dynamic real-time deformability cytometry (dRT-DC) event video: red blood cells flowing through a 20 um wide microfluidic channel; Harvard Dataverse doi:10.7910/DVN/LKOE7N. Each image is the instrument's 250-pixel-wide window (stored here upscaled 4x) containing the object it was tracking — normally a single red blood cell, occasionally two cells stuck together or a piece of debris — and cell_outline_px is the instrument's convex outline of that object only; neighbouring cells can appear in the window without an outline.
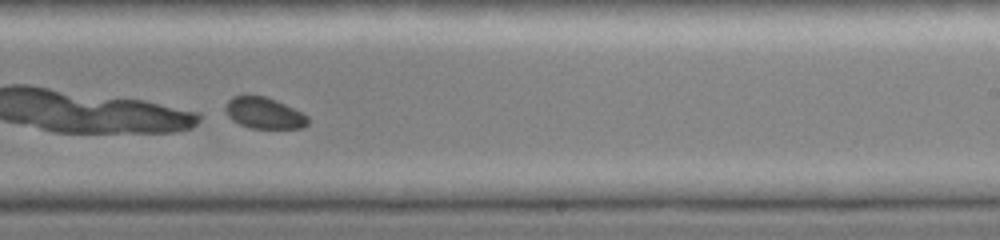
{"species": "common noctule bat (a hibernating species)", "species_latin": "Nyctalus noctula", "temperature_condition": "cold", "stored_images_in_passage": 44, "camera_frame_rate_fps": 3000, "um_per_image_px": 0.085, "animal": {"sex": "female", "body_mass_g": 19.0, "forearm_length_mm": 51.5}, "frame": {"image": 1, "passage_image": 29, "time_ms": 9.333, "image_size_px": [1000, 240], "cell_outline_px": [[308, 124], [304, 128], [252, 128], [240, 124], [232, 120], [228, 116], [224, 108], [228, 100], [232, 96], [264, 96], [276, 100], [308, 116]], "centroid_in_image_um": [22.44, 9.62], "position_along_channel_um": 266.6, "area_um2": 14.85}}
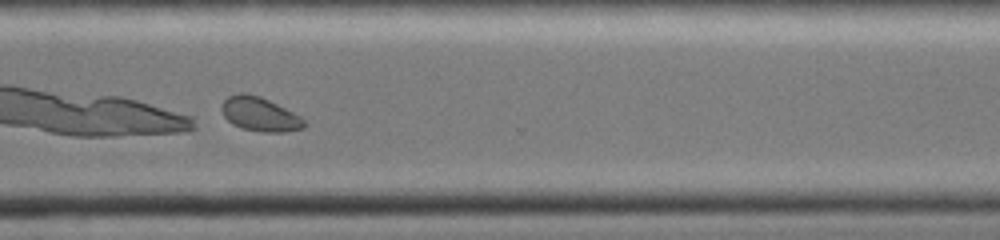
{"frame": {"image": 2, "passage_image": 35, "time_ms": 11.333, "image_size_px": [1000, 240], "cell_outline_px": [[308, 124], [304, 128], [284, 132], [264, 132], [240, 128], [232, 124], [224, 116], [220, 108], [220, 104], [228, 96], [240, 92], [244, 92], [260, 96], [300, 116]], "centroid_in_image_um": [22.06, 9.71], "position_along_channel_um": 348.5, "area_um2": 16.47}}